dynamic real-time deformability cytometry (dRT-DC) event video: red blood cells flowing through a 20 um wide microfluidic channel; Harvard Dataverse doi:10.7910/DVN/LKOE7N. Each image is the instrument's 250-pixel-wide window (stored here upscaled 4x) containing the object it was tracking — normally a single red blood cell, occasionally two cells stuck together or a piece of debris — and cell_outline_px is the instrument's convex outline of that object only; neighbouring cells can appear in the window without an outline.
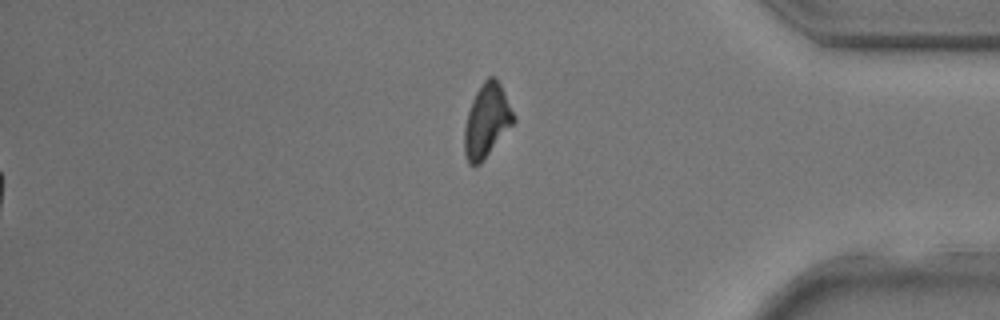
{"species": "common noctule bat (a hibernating species)", "species_latin": "Nyctalus noctula", "temperature_condition": "room temperature", "stored_images_in_passage": 35, "segment_of_instrument_passage": [2, 2], "camera_frame_rate_fps": 3000, "um_per_image_px": 0.085, "animal": {"sex": "male", "body_mass_g": 17.9, "forearm_length_mm": 54.2}, "frame": {"image": 1, "passage_image": 35, "time_ms": 11.333, "image_size_px": [1000, 320], "cell_outline_px": [[516, 120], [484, 160], [480, 164], [468, 164], [464, 156], [464, 128], [468, 112], [472, 100], [476, 92], [484, 80], [488, 76], [496, 76], [516, 116]], "centroid_in_image_um": [41.37, 10.26], "position_along_channel_um": 393.8, "area_um2": 21.1}}